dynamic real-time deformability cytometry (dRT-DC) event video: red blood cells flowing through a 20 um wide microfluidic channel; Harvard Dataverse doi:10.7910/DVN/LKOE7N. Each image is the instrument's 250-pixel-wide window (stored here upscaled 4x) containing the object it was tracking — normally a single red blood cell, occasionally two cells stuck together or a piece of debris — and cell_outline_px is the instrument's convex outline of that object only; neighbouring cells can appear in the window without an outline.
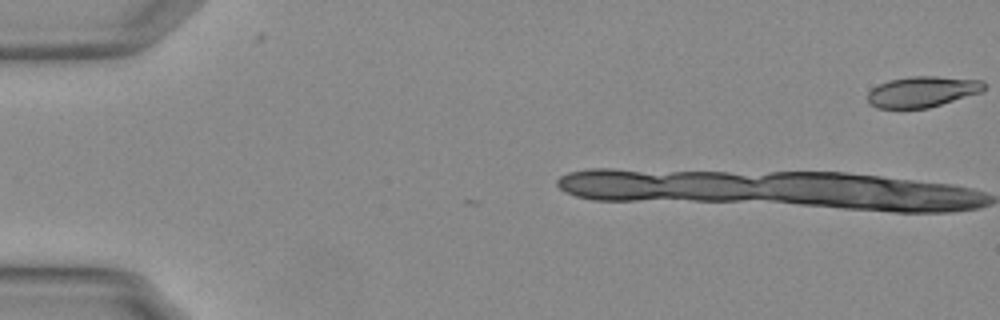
{"species": "Egyptian fruit bat (a non-hibernating species)", "species_latin": "Rousettus aegyptiacus", "temperature_condition": "warm", "stored_images_in_passage": 3, "camera_frame_rate_fps": 3000, "um_per_image_px": 0.085, "animal": {"sex": "female"}, "frame": {"image": 1, "passage_image": 1, "time_ms": 0.0, "image_size_px": [1000, 320], "cell_outline_px": [[984, 88], [980, 92], [928, 108], [876, 108], [868, 104], [868, 92], [872, 88], [888, 80], [912, 76], [936, 76], [984, 80]], "centroid_in_image_um": [78.36, 7.79], "position_along_channel_um": 6.6, "area_um2": 20.81}}